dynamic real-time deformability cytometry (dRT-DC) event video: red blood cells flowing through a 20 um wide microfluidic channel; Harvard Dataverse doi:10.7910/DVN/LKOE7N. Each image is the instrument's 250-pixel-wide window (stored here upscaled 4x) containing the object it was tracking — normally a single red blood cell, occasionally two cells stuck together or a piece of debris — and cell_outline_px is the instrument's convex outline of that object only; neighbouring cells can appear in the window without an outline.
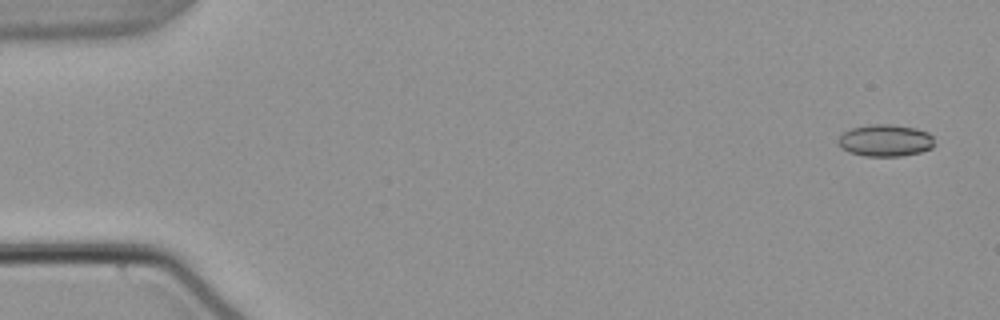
{"species": "common noctule bat (a hibernating species)", "species_latin": "Nyctalus noctula", "temperature_condition": "warm", "stored_images_in_passage": 15, "camera_frame_rate_fps": 3000, "um_per_image_px": 0.085, "animal": {"sex": "male", "body_mass_g": 21.5, "forearm_length_mm": 52.0}, "frame": {"image": 1, "passage_image": 1, "time_ms": 0.0, "image_size_px": [1000, 320], "cell_outline_px": [[936, 144], [932, 148], [920, 152], [900, 156], [864, 156], [848, 152], [840, 148], [840, 136], [844, 132], [852, 128], [872, 124], [892, 124], [916, 128], [928, 132], [932, 136]], "centroid_in_image_um": [75.29, 11.94], "position_along_channel_um": 9.7, "area_um2": 17.98}}
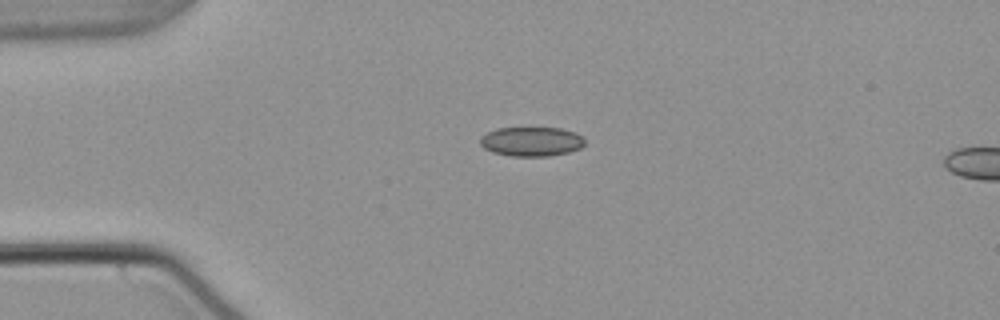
{"frame": {"image": 2, "passage_image": 12, "time_ms": 3.667, "image_size_px": [1000, 320], "cell_outline_px": [[584, 144], [580, 148], [568, 152], [548, 156], [512, 156], [492, 152], [484, 148], [480, 144], [480, 136], [496, 128], [560, 128], [576, 132], [584, 136]], "centroid_in_image_um": [45.17, 12.02], "position_along_channel_um": 39.8, "area_um2": 17.98}}